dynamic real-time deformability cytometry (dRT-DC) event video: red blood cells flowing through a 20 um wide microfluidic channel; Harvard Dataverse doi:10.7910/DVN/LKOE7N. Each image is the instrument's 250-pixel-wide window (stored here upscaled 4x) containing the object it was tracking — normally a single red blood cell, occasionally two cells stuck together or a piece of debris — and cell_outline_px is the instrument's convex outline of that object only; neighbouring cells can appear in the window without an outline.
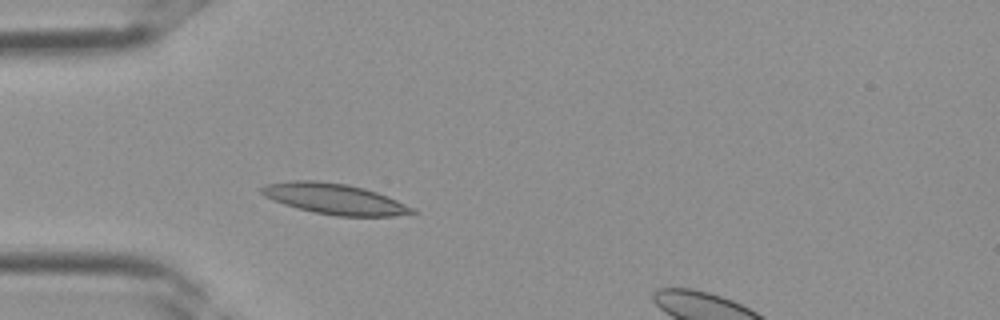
{"species": "Egyptian fruit bat (a non-hibernating species)", "species_latin": "Rousettus aegyptiacus", "temperature_condition": "room temperature", "stored_images_in_passage": 2, "segment_of_instrument_passage": [1, 2], "camera_frame_rate_fps": 3000, "um_per_image_px": 0.085, "frame": {"image": 1, "passage_image": 1, "time_ms": 0.0, "image_size_px": [1000, 320], "cell_outline_px": [[420, 212], [392, 216], [336, 216], [316, 212], [284, 204], [264, 196], [260, 192], [260, 188], [268, 184], [292, 180], [316, 180], [348, 184], [364, 188], [388, 196], [416, 208]], "centroid_in_image_um": [28.49, 16.9], "position_along_channel_um": 56.5, "area_um2": 26.88}}